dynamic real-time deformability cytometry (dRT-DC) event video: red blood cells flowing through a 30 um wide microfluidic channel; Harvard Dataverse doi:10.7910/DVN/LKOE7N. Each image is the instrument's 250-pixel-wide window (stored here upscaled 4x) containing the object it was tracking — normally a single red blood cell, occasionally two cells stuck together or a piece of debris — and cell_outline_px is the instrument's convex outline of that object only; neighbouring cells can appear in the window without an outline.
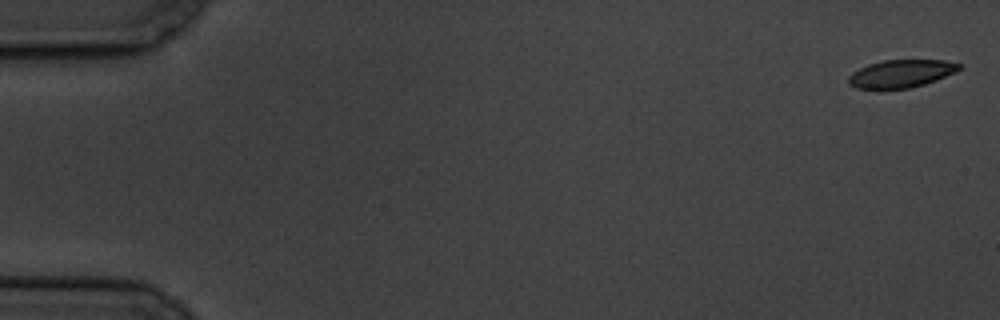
{"species": "common noctule bat (a hibernating species)", "species_latin": "Nyctalus noctula", "temperature_condition": "cold", "stored_images_in_passage": 6, "camera_frame_rate_fps": 3000, "um_per_image_px": 0.085, "animal": {"sex": "male", "body_mass_g": 19.5, "forearm_length_mm": 54.6}, "frame": {"image": 1, "passage_image": 1, "time_ms": 0.0, "image_size_px": [1000, 320], "cell_outline_px": [[960, 68], [956, 72], [936, 80], [924, 84], [908, 88], [876, 92], [856, 88], [848, 84], [848, 76], [852, 72], [868, 64], [884, 60], [944, 60], [960, 64]], "centroid_in_image_um": [76.51, 6.3], "position_along_channel_um": 8.5, "area_um2": 18.5}}
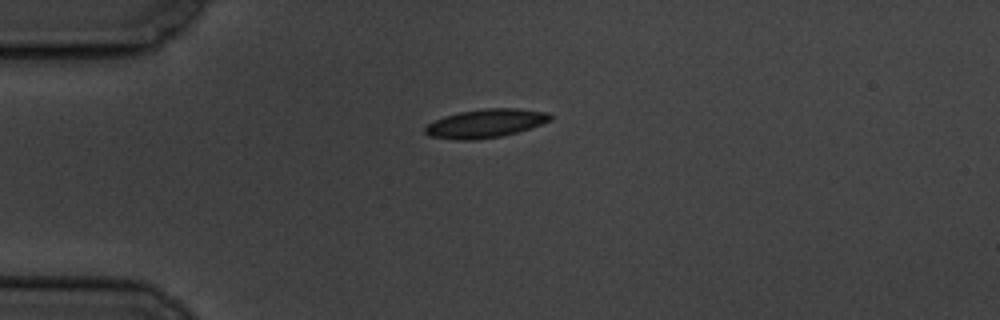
{"frame": {"image": 2, "passage_image": 5, "time_ms": 4.667, "image_size_px": [1000, 320], "cell_outline_px": [[552, 120], [516, 132], [500, 136], [476, 140], [456, 140], [428, 136], [424, 132], [424, 128], [428, 124], [444, 116], [460, 112], [484, 108], [516, 108], [548, 112], [552, 116]], "centroid_in_image_um": [41.25, 10.49], "position_along_channel_um": 43.8, "area_um2": 20.75}}